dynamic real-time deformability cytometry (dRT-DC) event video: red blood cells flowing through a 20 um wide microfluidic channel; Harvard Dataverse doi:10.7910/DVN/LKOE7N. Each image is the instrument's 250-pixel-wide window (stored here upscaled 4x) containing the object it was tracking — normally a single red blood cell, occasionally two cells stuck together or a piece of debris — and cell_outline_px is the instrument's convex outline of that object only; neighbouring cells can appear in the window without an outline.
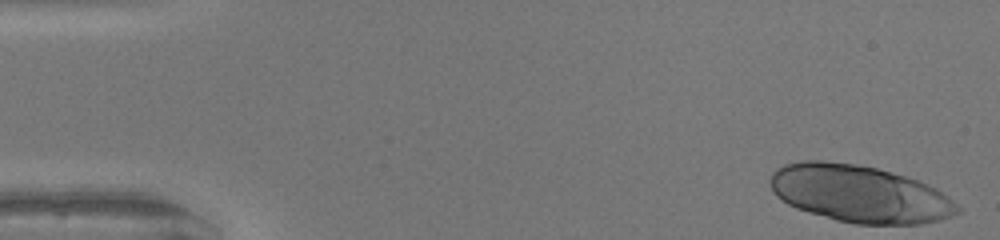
{"species": "human", "species_latin": "Homo sapiens", "temperature_condition": "warm", "stored_images_in_passage": 25, "camera_frame_rate_fps": 3000, "um_per_image_px": 0.085, "donor": {"sex": "female"}, "frame": {"image": 1, "passage_image": 1, "time_ms": 0.0, "image_size_px": [1000, 240], "cell_outline_px": [[960, 212], [952, 216], [940, 220], [920, 224], [856, 224], [836, 220], [808, 212], [796, 208], [788, 204], [776, 196], [772, 192], [768, 180], [772, 172], [776, 168], [784, 164], [800, 160], [824, 160], [856, 164], [876, 168], [904, 176], [916, 180], [936, 188], [948, 196], [960, 208]], "centroid_in_image_um": [73.01, 16.47], "position_along_channel_um": 12.0, "area_um2": 62.66}}